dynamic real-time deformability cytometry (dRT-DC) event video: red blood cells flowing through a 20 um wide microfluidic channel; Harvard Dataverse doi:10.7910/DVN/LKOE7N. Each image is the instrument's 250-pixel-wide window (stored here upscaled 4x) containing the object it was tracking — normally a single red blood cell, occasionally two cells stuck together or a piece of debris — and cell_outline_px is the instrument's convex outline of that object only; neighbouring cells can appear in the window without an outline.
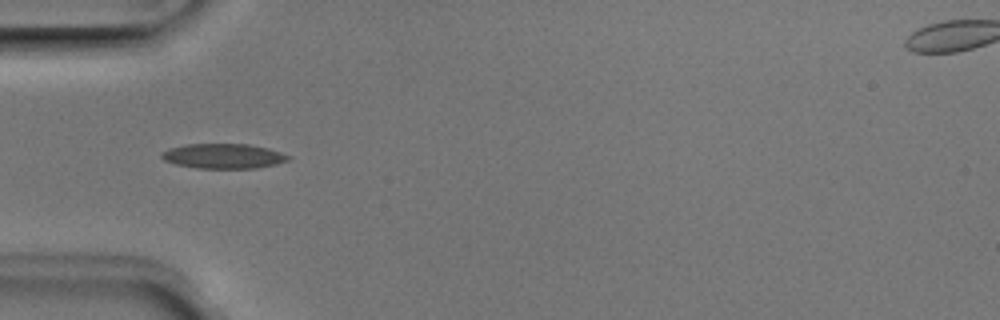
{"species": "Egyptian fruit bat (a non-hibernating species)", "species_latin": "Rousettus aegyptiacus", "temperature_condition": "room temperature", "stored_images_in_passage": 5, "segment_of_instrument_passage": [2, 2], "camera_frame_rate_fps": 3000, "um_per_image_px": 0.085, "animal": {"sex": "male"}, "frame": {"image": 1, "passage_image": 5, "time_ms": 1.333, "image_size_px": [1000, 320], "cell_outline_px": [[292, 156], [288, 160], [276, 164], [256, 168], [196, 168], [176, 164], [164, 160], [160, 156], [160, 152], [172, 148], [188, 144], [248, 144], [268, 148]], "centroid_in_image_um": [19.0, 13.27], "position_along_channel_um": 66.0, "area_um2": 18.26}}